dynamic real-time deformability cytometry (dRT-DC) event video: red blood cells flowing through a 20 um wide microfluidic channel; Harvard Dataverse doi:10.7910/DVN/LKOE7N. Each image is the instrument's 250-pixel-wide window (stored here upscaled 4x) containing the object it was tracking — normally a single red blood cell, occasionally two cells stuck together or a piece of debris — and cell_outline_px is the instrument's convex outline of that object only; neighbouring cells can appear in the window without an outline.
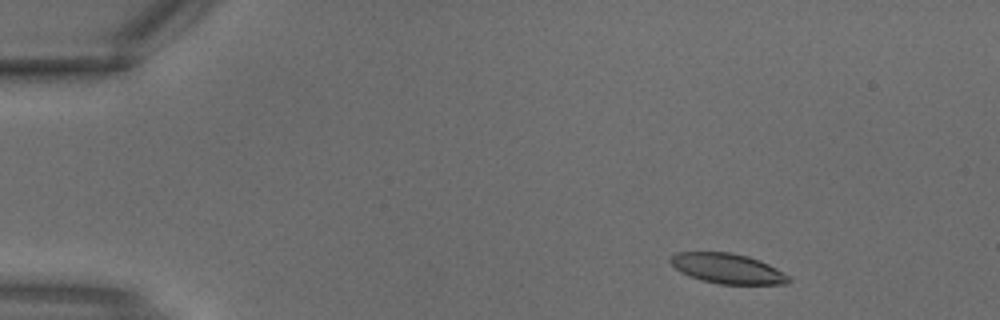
{"species": "common noctule bat (a hibernating species)", "species_latin": "Nyctalus noctula", "temperature_condition": "warm", "stored_images_in_passage": 4, "camera_frame_rate_fps": 3000, "um_per_image_px": 0.085, "animal": {"sex": "male", "body_mass_g": 18.8}, "frame": {"image": 1, "passage_image": 4, "time_ms": 1.0, "image_size_px": [1000, 320], "cell_outline_px": [[792, 280], [788, 284], [720, 284], [700, 280], [680, 272], [668, 260], [676, 252], [728, 252], [748, 256], [760, 260], [776, 268], [788, 276]], "centroid_in_image_um": [61.83, 22.83], "position_along_channel_um": 23.2, "area_um2": 20.69}}